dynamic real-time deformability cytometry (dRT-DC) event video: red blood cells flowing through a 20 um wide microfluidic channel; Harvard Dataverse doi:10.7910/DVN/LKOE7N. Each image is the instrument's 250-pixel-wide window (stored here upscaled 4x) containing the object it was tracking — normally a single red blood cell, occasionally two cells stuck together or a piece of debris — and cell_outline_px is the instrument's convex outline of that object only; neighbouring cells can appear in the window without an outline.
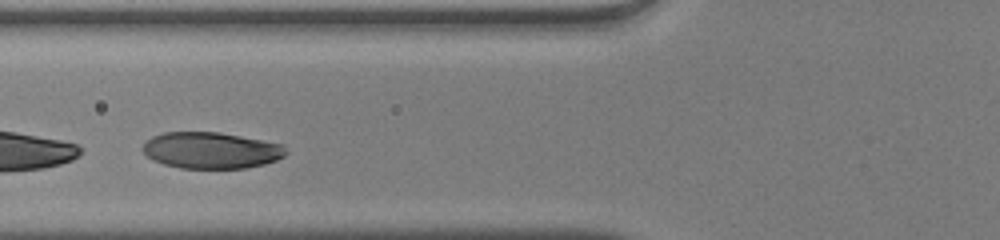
{"species": "human", "species_latin": "Homo sapiens", "temperature_condition": "warm", "stored_images_in_passage": 29, "segment_of_instrument_passage": [2, 2], "camera_frame_rate_fps": 3000, "um_per_image_px": 0.085, "donor": {"sex": "male"}, "frame": {"image": 1, "passage_image": 8, "time_ms": 2.333, "image_size_px": [1000, 240], "cell_outline_px": [[288, 152], [284, 156], [276, 160], [264, 164], [244, 168], [180, 168], [164, 164], [152, 160], [144, 152], [144, 144], [152, 136], [164, 132], [220, 132], [284, 144]], "centroid_in_image_um": [17.98, 12.77], "position_along_channel_um": 107.8, "area_um2": 30.35}}
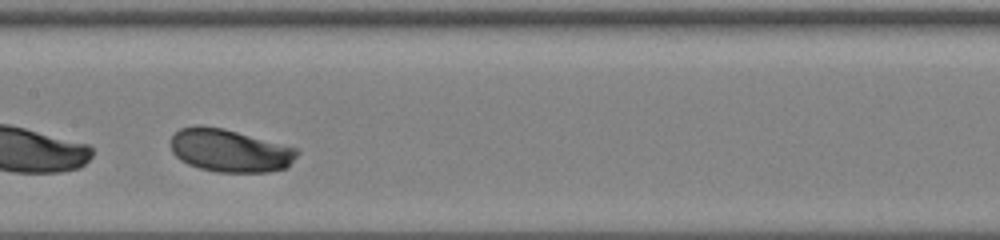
{"frame": {"image": 2, "passage_image": 14, "time_ms": 4.333, "image_size_px": [1000, 240], "cell_outline_px": [[300, 152], [288, 168], [268, 172], [216, 172], [200, 168], [188, 164], [180, 160], [172, 152], [172, 136], [180, 128], [196, 124], [200, 124], [224, 128], [296, 148]], "centroid_in_image_um": [19.53, 12.79], "position_along_channel_um": 187.9, "area_um2": 31.73}}
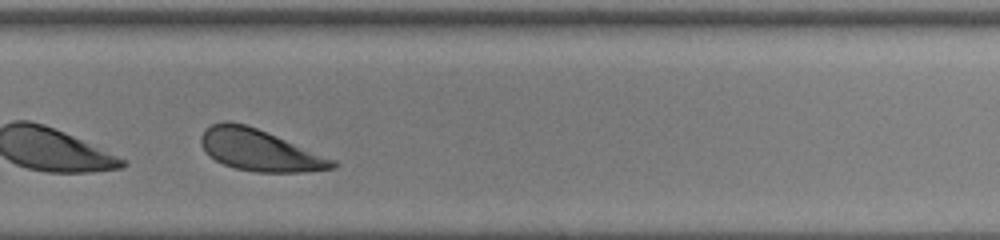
{"frame": {"image": 3, "passage_image": 23, "time_ms": 7.333, "image_size_px": [1000, 240], "cell_outline_px": [[336, 168], [308, 172], [256, 172], [236, 168], [224, 164], [216, 160], [200, 144], [200, 136], [204, 128], [212, 124], [224, 120], [228, 120], [244, 124], [256, 128], [336, 160]], "centroid_in_image_um": [22.05, 12.76], "position_along_channel_um": 307.7, "area_um2": 31.5}}